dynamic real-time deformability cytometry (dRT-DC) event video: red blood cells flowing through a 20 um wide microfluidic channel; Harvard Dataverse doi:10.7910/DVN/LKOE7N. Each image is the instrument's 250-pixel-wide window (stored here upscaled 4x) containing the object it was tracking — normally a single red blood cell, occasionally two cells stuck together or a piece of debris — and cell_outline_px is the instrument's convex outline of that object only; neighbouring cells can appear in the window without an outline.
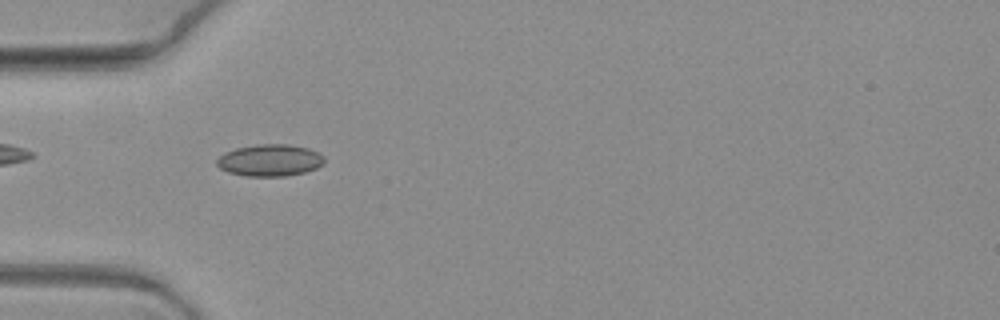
{"species": "common noctule bat (a hibernating species)", "species_latin": "Nyctalus noctula", "temperature_condition": "warm", "stored_images_in_passage": 8, "camera_frame_rate_fps": 3000, "um_per_image_px": 0.085, "animal": {"sex": "female", "body_mass_g": 19.3, "forearm_length_mm": 54.1}, "frame": {"image": 1, "passage_image": 7, "time_ms": 2.0, "image_size_px": [1000, 320], "cell_outline_px": [[324, 164], [316, 168], [304, 172], [284, 176], [244, 176], [228, 172], [220, 168], [216, 164], [216, 160], [224, 152], [236, 148], [256, 144], [288, 144], [308, 148], [324, 156]], "centroid_in_image_um": [22.92, 13.62], "position_along_channel_um": 62.1, "area_um2": 20.0}}